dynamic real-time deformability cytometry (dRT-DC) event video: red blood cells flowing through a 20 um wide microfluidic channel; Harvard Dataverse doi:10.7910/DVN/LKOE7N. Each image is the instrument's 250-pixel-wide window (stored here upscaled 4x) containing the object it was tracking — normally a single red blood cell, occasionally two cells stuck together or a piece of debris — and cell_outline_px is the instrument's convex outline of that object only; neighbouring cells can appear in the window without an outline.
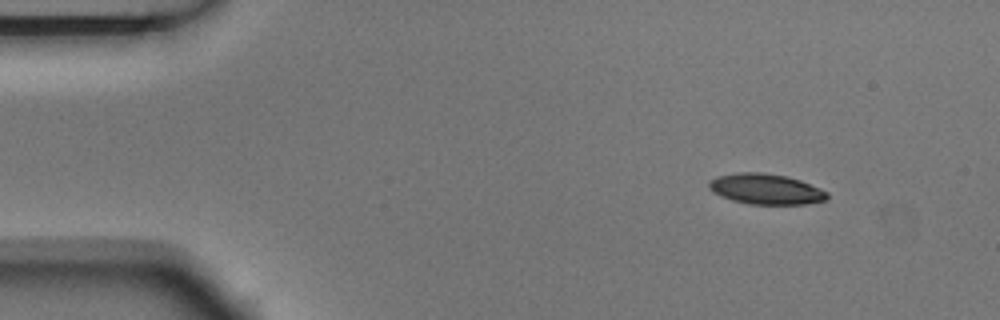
{"species": "Egyptian fruit bat (a non-hibernating species)", "species_latin": "Rousettus aegyptiacus", "temperature_condition": "room temperature", "stored_images_in_passage": 4, "camera_frame_rate_fps": 3000, "um_per_image_px": 0.085, "animal": {"sex": "male"}, "frame": {"image": 1, "passage_image": 1, "time_ms": 0.0, "image_size_px": [1000, 320], "cell_outline_px": [[828, 200], [804, 204], [748, 204], [732, 200], [720, 196], [708, 188], [708, 180], [716, 176], [736, 172], [764, 172], [784, 176], [800, 180], [820, 188], [828, 192]], "centroid_in_image_um": [65.07, 16.06], "position_along_channel_um": 19.9, "area_um2": 21.21}}
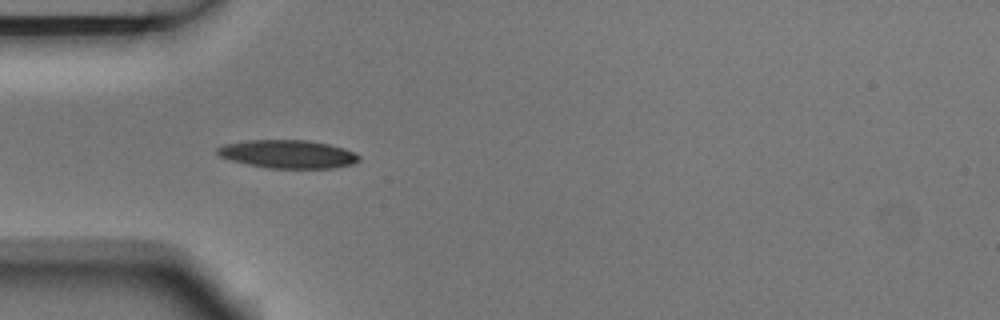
{"frame": {"image": 2, "passage_image": 3, "time_ms": 0.667, "image_size_px": [1000, 320], "cell_outline_px": [[360, 160], [352, 164], [332, 168], [268, 168], [248, 164], [232, 160], [220, 156], [216, 152], [216, 148], [224, 144], [248, 140], [308, 140], [328, 144], [344, 148], [356, 152], [360, 156]], "centroid_in_image_um": [24.49, 13.09], "position_along_channel_um": 60.5, "area_um2": 23.29}}
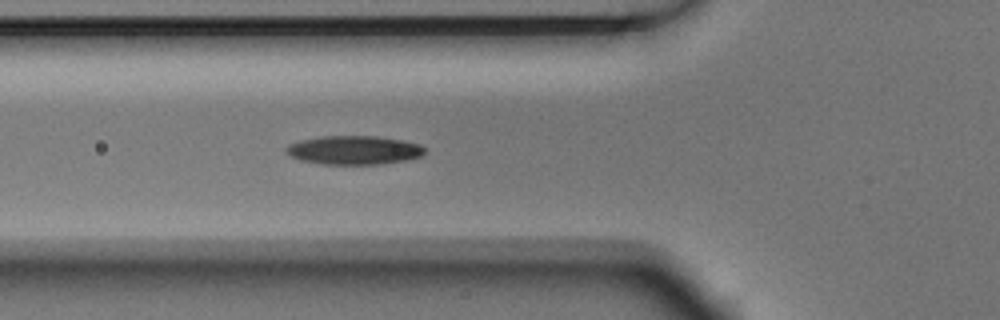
{"frame": {"image": 3, "passage_image": 4, "time_ms": 1.0, "image_size_px": [1000, 320], "cell_outline_px": [[424, 152], [420, 156], [408, 160], [384, 164], [320, 164], [300, 160], [284, 152], [284, 148], [288, 144], [300, 140], [320, 136], [376, 136], [404, 140], [420, 144], [424, 148]], "centroid_in_image_um": [30.06, 12.76], "position_along_channel_um": 95.7, "area_um2": 23.47}}